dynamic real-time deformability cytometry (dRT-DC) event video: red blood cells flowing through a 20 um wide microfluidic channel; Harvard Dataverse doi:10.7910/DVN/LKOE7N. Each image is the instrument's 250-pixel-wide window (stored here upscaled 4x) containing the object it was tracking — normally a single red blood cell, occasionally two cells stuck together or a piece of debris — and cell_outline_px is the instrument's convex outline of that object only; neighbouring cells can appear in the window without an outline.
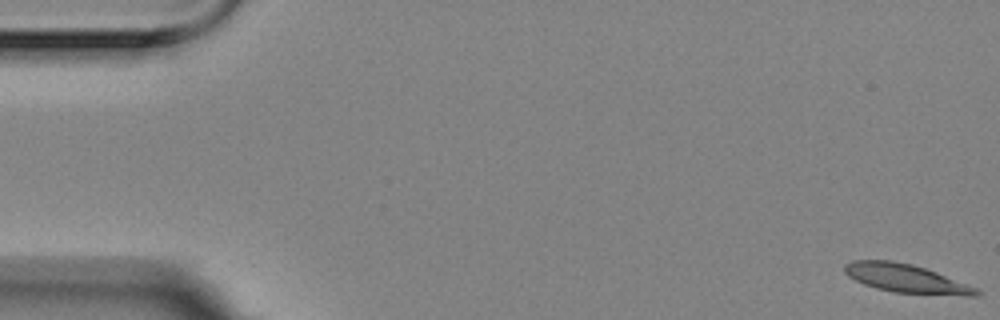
{"species": "Egyptian fruit bat (a non-hibernating species)", "species_latin": "Rousettus aegyptiacus", "temperature_condition": "room temperature", "stored_images_in_passage": 9, "camera_frame_rate_fps": 3000, "um_per_image_px": 0.085, "animal": {"sex": "female"}, "frame": {"image": 1, "passage_image": 1, "time_ms": 0.0, "image_size_px": [1000, 320], "cell_outline_px": [[984, 292], [980, 296], [968, 296], [896, 292], [876, 288], [864, 284], [848, 276], [844, 272], [844, 264], [852, 260], [892, 260], [912, 264], [936, 272], [976, 288]], "centroid_in_image_um": [77.01, 23.67], "position_along_channel_um": 8.0, "area_um2": 21.79}}
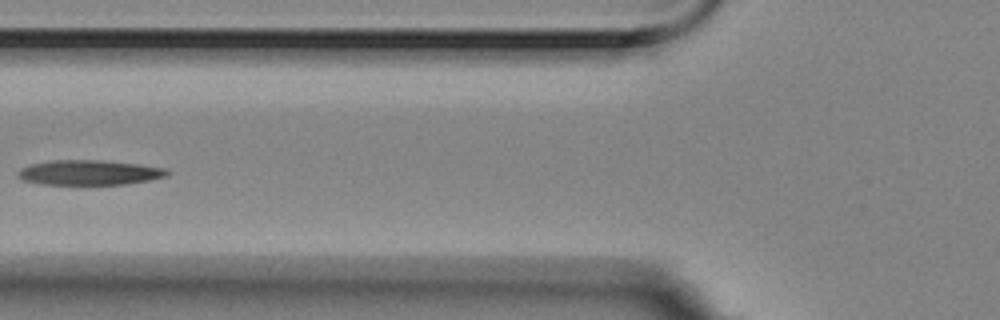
{"frame": {"image": 2, "passage_image": 7, "time_ms": 2.0, "image_size_px": [1000, 320], "cell_outline_px": [[172, 172], [168, 176], [128, 184], [40, 184], [24, 180], [16, 176], [16, 172], [20, 168], [28, 164], [52, 160], [104, 160], [140, 164], [164, 168]], "centroid_in_image_um": [7.57, 14.66], "position_along_channel_um": 118.2, "area_um2": 21.91}}
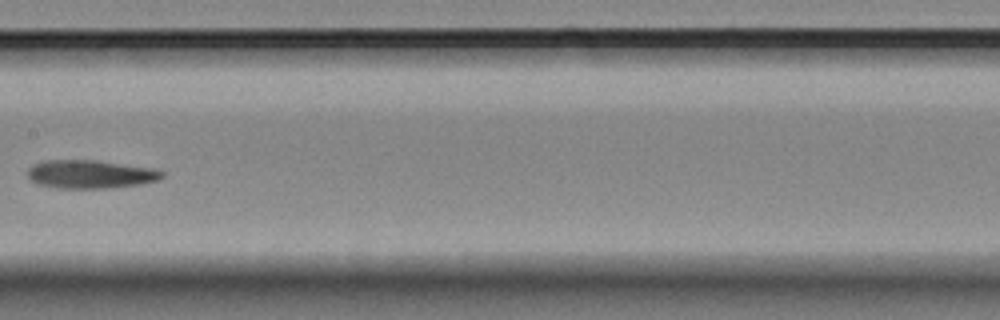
{"frame": {"image": 3, "passage_image": 9, "time_ms": 2.667, "image_size_px": [1000, 320], "cell_outline_px": [[164, 176], [156, 180], [140, 184], [108, 188], [56, 188], [36, 184], [28, 180], [28, 168], [32, 164], [44, 160], [96, 160], [148, 168], [164, 172]], "centroid_in_image_um": [7.58, 14.81], "position_along_channel_um": 199.8, "area_um2": 22.14}}